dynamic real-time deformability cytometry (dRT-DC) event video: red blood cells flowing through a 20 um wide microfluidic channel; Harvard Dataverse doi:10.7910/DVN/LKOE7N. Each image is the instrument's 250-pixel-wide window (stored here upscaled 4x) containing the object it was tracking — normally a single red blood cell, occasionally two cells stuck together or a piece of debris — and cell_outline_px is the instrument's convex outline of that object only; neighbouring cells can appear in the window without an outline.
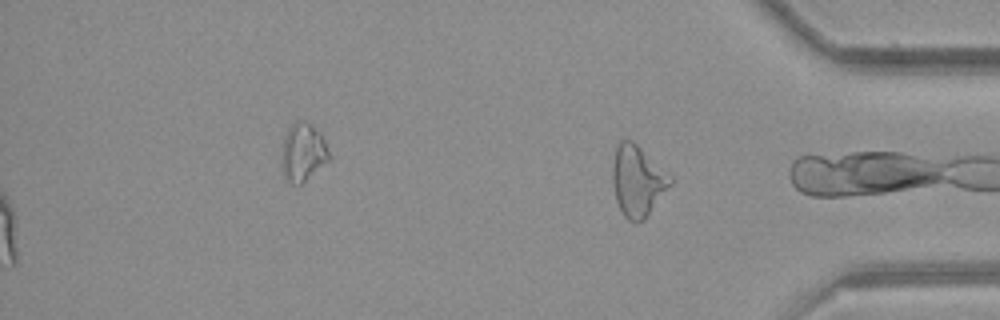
{"species": "common noctule bat (a hibernating species)", "species_latin": "Nyctalus noctula", "temperature_condition": "room temperature", "stored_images_in_passage": 32, "segment_of_instrument_passage": [2, 2], "camera_frame_rate_fps": 3000, "um_per_image_px": 0.085, "animal": {"sex": "female", "body_mass_g": 21.9}, "frame": {"image": 1, "passage_image": 32, "time_ms": 10.333, "image_size_px": [1000, 320], "cell_outline_px": [[672, 184], [644, 220], [636, 224], [628, 220], [624, 216], [616, 200], [612, 180], [612, 164], [616, 148], [620, 140], [632, 140], [672, 176]], "centroid_in_image_um": [54.19, 15.39], "position_along_channel_um": 381.0, "area_um2": 23.87}}